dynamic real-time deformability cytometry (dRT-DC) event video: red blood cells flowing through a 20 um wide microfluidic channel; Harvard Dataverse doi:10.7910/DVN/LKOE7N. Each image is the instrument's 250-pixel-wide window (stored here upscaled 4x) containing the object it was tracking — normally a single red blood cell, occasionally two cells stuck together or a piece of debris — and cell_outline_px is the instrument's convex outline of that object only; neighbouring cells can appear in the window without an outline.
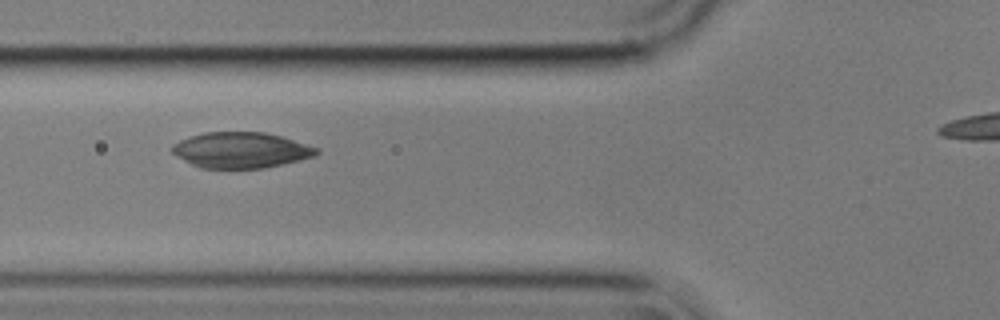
{"species": "common noctule bat (a hibernating species)", "species_latin": "Nyctalus noctula", "temperature_condition": "cold", "stored_images_in_passage": 41, "camera_frame_rate_fps": 3000, "um_per_image_px": 0.085, "animal": {"sex": "male", "body_mass_g": 17.9}, "frame": {"image": 1, "passage_image": 12, "time_ms": 3.667, "image_size_px": [1000, 320], "cell_outline_px": [[320, 152], [316, 156], [264, 168], [200, 168], [176, 156], [172, 152], [172, 144], [180, 140], [204, 132], [264, 132], [280, 136], [320, 148]], "centroid_in_image_um": [20.49, 12.76], "position_along_channel_um": 105.3, "area_um2": 30.0}}
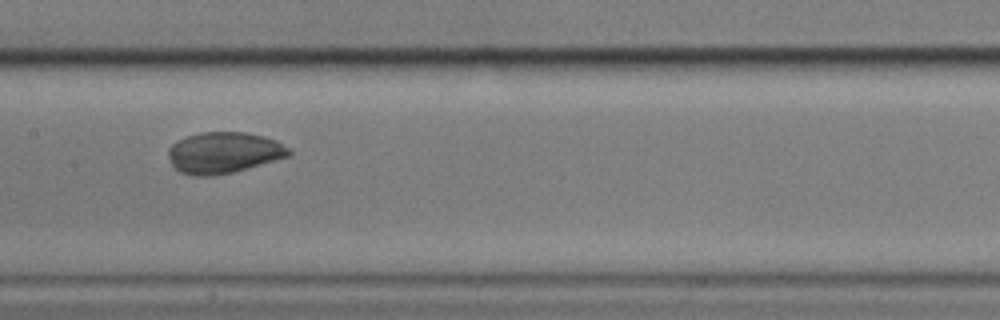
{"frame": {"image": 2, "passage_image": 19, "time_ms": 6.0, "image_size_px": [1000, 320], "cell_outline_px": [[292, 152], [288, 156], [248, 168], [232, 172], [212, 176], [192, 176], [180, 172], [172, 164], [168, 152], [168, 148], [172, 144], [188, 136], [200, 132], [244, 132], [264, 136], [276, 140], [288, 148]], "centroid_in_image_um": [19.01, 12.98], "position_along_channel_um": 188.4, "area_um2": 28.73}}
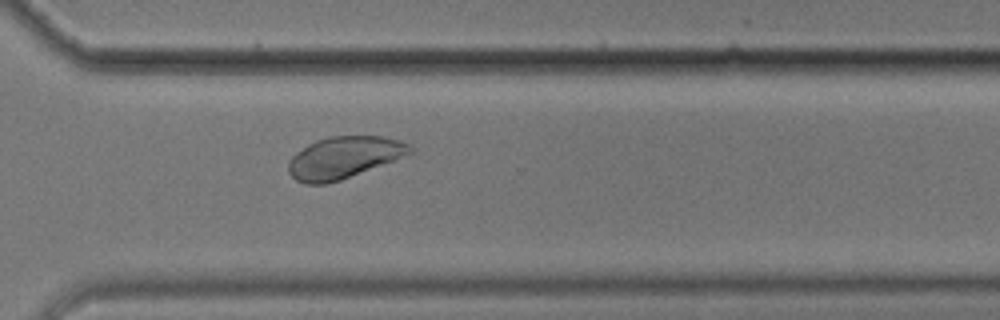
{"frame": {"image": 3, "passage_image": 32, "time_ms": 10.333, "image_size_px": [1000, 320], "cell_outline_px": [[416, 152], [340, 180], [328, 184], [304, 184], [296, 180], [288, 172], [288, 160], [296, 152], [308, 144], [316, 140], [328, 136], [384, 136], [400, 140], [416, 148]], "centroid_in_image_um": [29.24, 13.38], "position_along_channel_um": 341.4, "area_um2": 29.88}}